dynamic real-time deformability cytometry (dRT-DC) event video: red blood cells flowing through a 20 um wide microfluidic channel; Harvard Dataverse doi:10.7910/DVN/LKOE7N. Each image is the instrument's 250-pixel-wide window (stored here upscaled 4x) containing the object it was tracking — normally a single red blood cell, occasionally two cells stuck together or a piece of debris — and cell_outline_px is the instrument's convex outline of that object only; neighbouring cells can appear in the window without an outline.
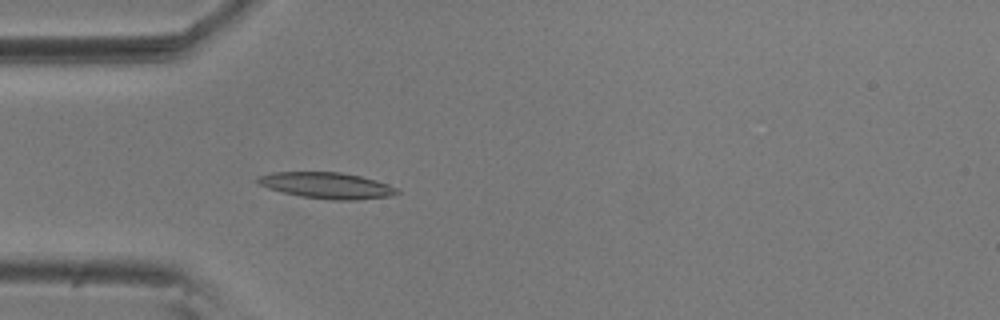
{"species": "common noctule bat (a hibernating species)", "species_latin": "Nyctalus noctula", "temperature_condition": "room temperature", "stored_images_in_passage": 16, "camera_frame_rate_fps": 3000, "um_per_image_px": 0.085, "animal": {"sex": "male", "body_mass_g": 20.5, "forearm_length_mm": 52.5}, "frame": {"image": 1, "passage_image": 1, "time_ms": 0.0, "image_size_px": [1000, 320], "cell_outline_px": [[400, 192], [388, 196], [356, 200], [332, 200], [300, 196], [268, 188], [260, 184], [256, 180], [256, 176], [272, 172], [340, 172], [360, 176], [376, 180], [388, 184], [396, 188]], "centroid_in_image_um": [27.76, 15.76], "position_along_channel_um": 57.2, "area_um2": 21.1}}
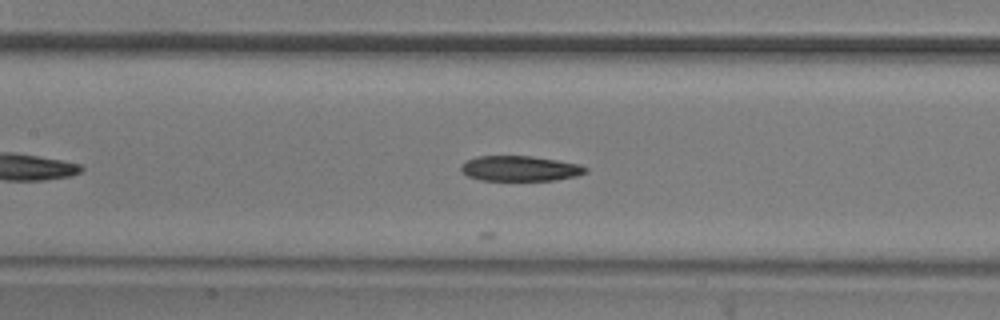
{"frame": {"image": 2, "passage_image": 10, "time_ms": 3.0, "image_size_px": [1000, 320], "cell_outline_px": [[588, 172], [576, 176], [556, 180], [480, 180], [468, 176], [460, 168], [460, 164], [476, 156], [532, 156], [580, 164], [588, 168]], "centroid_in_image_um": [44.22, 14.32], "position_along_channel_um": 163.2, "area_um2": 18.32}}
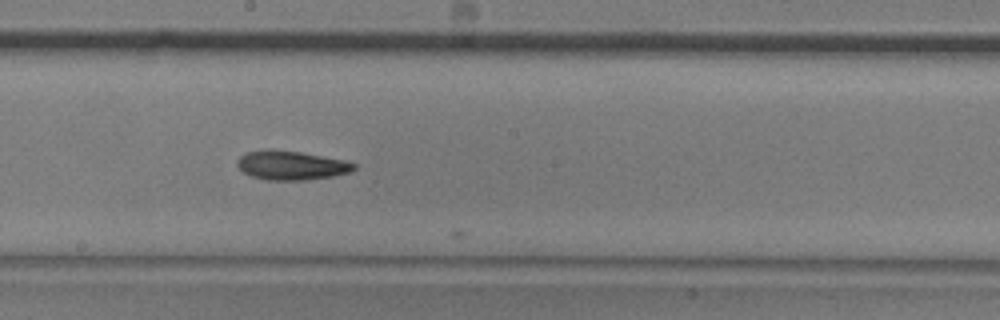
{"frame": {"image": 3, "passage_image": 15, "time_ms": 4.667, "image_size_px": [1000, 320], "cell_outline_px": [[356, 168], [352, 172], [332, 176], [304, 180], [268, 180], [252, 176], [244, 172], [236, 164], [236, 160], [244, 152], [264, 148], [268, 148], [300, 152], [344, 160], [356, 164]], "centroid_in_image_um": [24.72, 14.03], "position_along_channel_um": 223.5, "area_um2": 19.94}}